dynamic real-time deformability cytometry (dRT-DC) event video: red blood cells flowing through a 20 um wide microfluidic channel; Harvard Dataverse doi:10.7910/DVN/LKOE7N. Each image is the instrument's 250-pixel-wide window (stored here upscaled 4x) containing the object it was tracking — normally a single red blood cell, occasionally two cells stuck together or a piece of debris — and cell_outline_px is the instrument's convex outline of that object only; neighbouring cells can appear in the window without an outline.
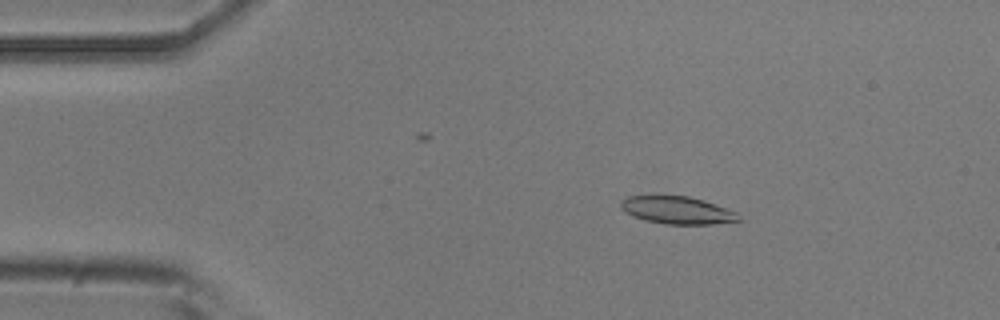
{"species": "common noctule bat (a hibernating species)", "species_latin": "Nyctalus noctula", "temperature_condition": "room temperature", "stored_images_in_passage": 52, "camera_frame_rate_fps": 3000, "um_per_image_px": 0.085, "animal": {"sex": "male", "body_mass_g": 20.5, "forearm_length_mm": 52.5}, "frame": {"image": 1, "passage_image": 9, "time_ms": 2.667, "image_size_px": [1000, 320], "cell_outline_px": [[744, 220], [712, 224], [664, 224], [648, 220], [636, 216], [620, 208], [620, 200], [628, 196], [688, 196], [704, 200], [740, 212]], "centroid_in_image_um": [57.68, 17.86], "position_along_channel_um": 27.3, "area_um2": 18.96}}
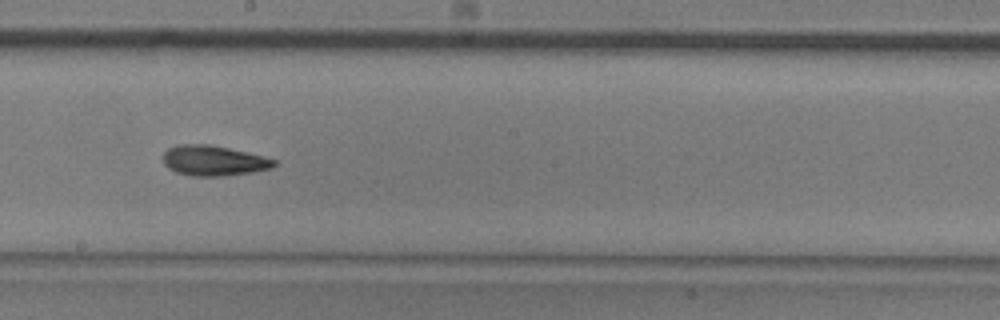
{"frame": {"image": 2, "passage_image": 29, "time_ms": 9.333, "image_size_px": [1000, 320], "cell_outline_px": [[276, 164], [272, 168], [252, 172], [224, 176], [192, 176], [176, 172], [168, 168], [164, 164], [164, 152], [168, 148], [176, 144], [208, 144], [228, 148], [264, 156], [276, 160]], "centroid_in_image_um": [18.15, 13.65], "position_along_channel_um": 230.1, "area_um2": 19.59}}
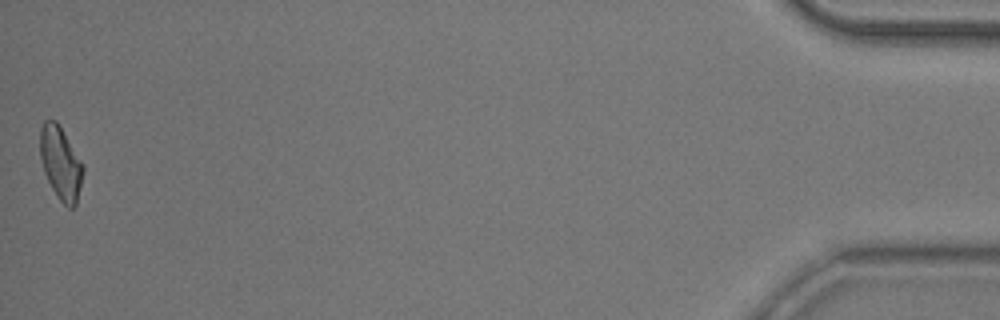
{"frame": {"image": 3, "passage_image": 52, "time_ms": 17.0, "image_size_px": [1000, 320], "cell_outline_px": [[84, 172], [76, 204], [72, 208], [68, 208], [60, 200], [52, 188], [44, 172], [40, 156], [40, 128], [44, 120], [56, 120], [84, 164]], "centroid_in_image_um": [5.16, 13.85], "position_along_channel_um": 430.0, "area_um2": 18.26}, "authors_computed_cell_mechanics": {"area_um2": 18.8717, "velocity_mm_per_s": 3.8841, "shape_relaxation_time_tau1_ms": 6.8747, "shape_relaxation_time_tau2_ms": 6.3606, "deformation_change_tau1": 0.1838, "deformation_change_tau2": 0.1625}}